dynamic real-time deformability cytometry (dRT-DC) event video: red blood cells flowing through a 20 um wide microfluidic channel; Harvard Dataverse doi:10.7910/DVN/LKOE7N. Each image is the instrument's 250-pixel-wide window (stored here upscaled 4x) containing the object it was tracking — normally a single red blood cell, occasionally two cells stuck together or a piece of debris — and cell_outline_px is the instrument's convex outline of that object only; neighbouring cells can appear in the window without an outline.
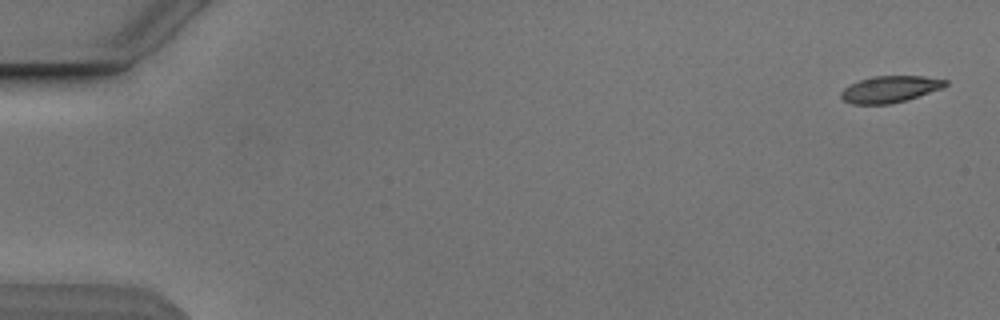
{"species": "Egyptian fruit bat (a non-hibernating species)", "species_latin": "Rousettus aegyptiacus", "temperature_condition": "cold", "stored_images_in_passage": 4, "camera_frame_rate_fps": 3000, "um_per_image_px": 0.085, "animal": {"sex": "male"}, "frame": {"image": 1, "passage_image": 1, "time_ms": 0.0, "image_size_px": [1000, 320], "cell_outline_px": [[948, 84], [944, 88], [904, 100], [888, 104], [852, 104], [844, 100], [840, 96], [840, 92], [844, 88], [860, 80], [872, 76], [924, 76], [948, 80]], "centroid_in_image_um": [75.66, 7.57], "position_along_channel_um": 9.3, "area_um2": 16.07}}